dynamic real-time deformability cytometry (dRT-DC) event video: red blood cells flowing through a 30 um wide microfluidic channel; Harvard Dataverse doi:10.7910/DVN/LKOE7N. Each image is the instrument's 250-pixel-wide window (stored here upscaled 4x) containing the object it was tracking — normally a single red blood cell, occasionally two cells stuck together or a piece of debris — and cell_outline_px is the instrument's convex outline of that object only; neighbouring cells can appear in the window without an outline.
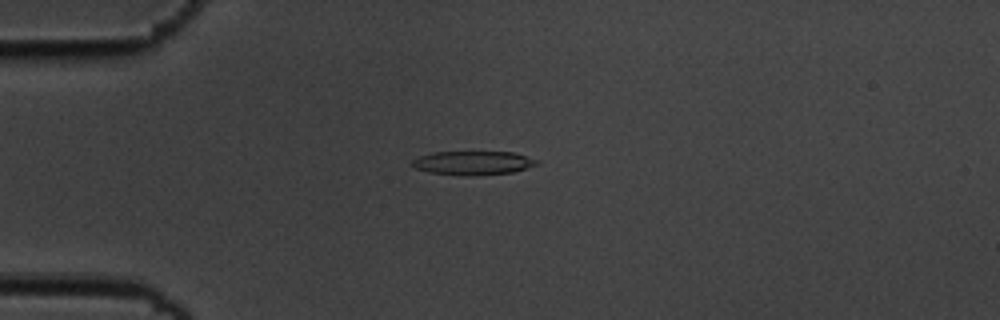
{"species": "common noctule bat (a hibernating species)", "species_latin": "Nyctalus noctula", "temperature_condition": "cold", "stored_images_in_passage": 5, "camera_frame_rate_fps": 3000, "um_per_image_px": 0.085, "animal": {"sex": "male", "body_mass_g": 19.5, "forearm_length_mm": 54.6}, "frame": {"image": 1, "passage_image": 4, "time_ms": 1.0, "image_size_px": [1000, 320], "cell_outline_px": [[540, 164], [512, 172], [472, 176], [468, 176], [428, 172], [416, 168], [412, 164], [412, 160], [420, 156], [432, 152], [516, 152], [540, 160]], "centroid_in_image_um": [40.26, 13.84], "position_along_channel_um": 44.7, "area_um2": 17.4}}